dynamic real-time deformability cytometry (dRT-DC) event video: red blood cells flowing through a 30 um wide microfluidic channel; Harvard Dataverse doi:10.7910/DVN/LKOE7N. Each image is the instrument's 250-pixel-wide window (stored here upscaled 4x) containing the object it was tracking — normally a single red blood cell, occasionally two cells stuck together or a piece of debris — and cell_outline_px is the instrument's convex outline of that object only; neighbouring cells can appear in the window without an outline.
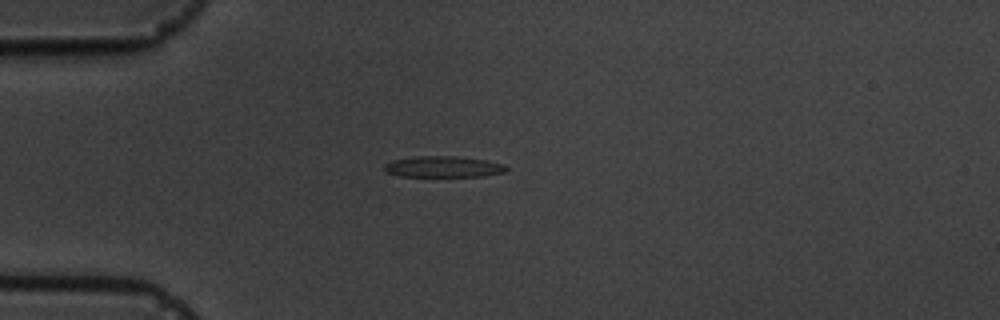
{"species": "common noctule bat (a hibernating species)", "species_latin": "Nyctalus noctula", "temperature_condition": "cold", "stored_images_in_passage": 3, "camera_frame_rate_fps": 3000, "um_per_image_px": 0.085, "animal": {"sex": "male", "body_mass_g": 19.5, "forearm_length_mm": 54.6}, "frame": {"image": 1, "passage_image": 1, "time_ms": 0.0, "image_size_px": [1000, 320], "cell_outline_px": [[508, 172], [484, 176], [400, 176], [388, 172], [384, 168], [384, 164], [392, 160], [416, 156], [456, 156], [488, 160], [504, 164], [508, 168]], "centroid_in_image_um": [37.74, 14.17], "position_along_channel_um": 47.3, "area_um2": 15.09}}
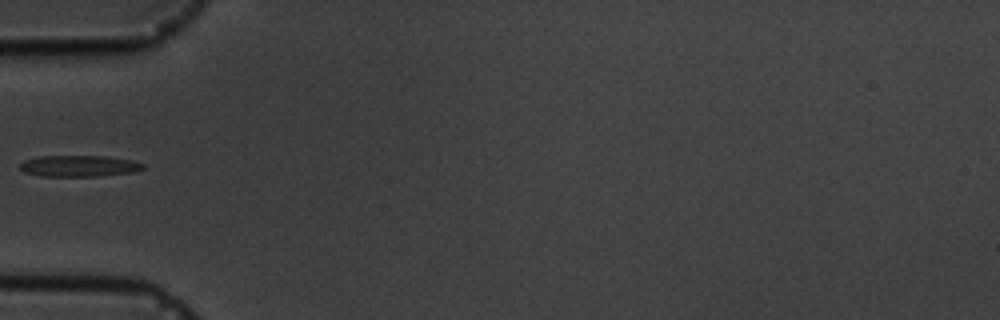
{"frame": {"image": 2, "passage_image": 2, "time_ms": 1.333, "image_size_px": [1000, 320], "cell_outline_px": [[144, 168], [132, 172], [96, 176], [40, 176], [24, 172], [20, 168], [20, 164], [24, 160], [36, 156], [104, 156], [132, 160], [144, 164]], "centroid_in_image_um": [6.68, 14.1], "position_along_channel_um": 78.3, "area_um2": 15.2}}
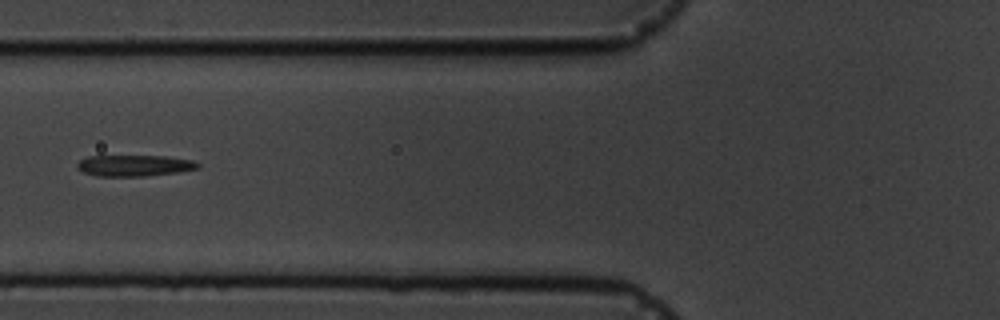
{"frame": {"image": 3, "passage_image": 3, "time_ms": 2.333, "image_size_px": [1000, 320], "cell_outline_px": [[200, 168], [180, 172], [144, 176], [96, 176], [84, 172], [76, 168], [76, 164], [80, 160], [88, 156], [164, 156], [192, 160], [200, 164]], "centroid_in_image_um": [11.42, 14.07], "position_along_channel_um": 114.4, "area_um2": 14.97}}